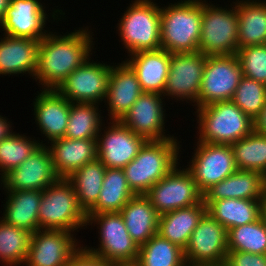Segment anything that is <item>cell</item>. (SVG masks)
Wrapping results in <instances>:
<instances>
[{"mask_svg":"<svg viewBox=\"0 0 266 266\" xmlns=\"http://www.w3.org/2000/svg\"><path fill=\"white\" fill-rule=\"evenodd\" d=\"M206 212L207 207L202 200L194 206L163 213L158 218L157 234L184 250L193 230Z\"/></svg>","mask_w":266,"mask_h":266,"instance_id":"484cf974","label":"cell"},{"mask_svg":"<svg viewBox=\"0 0 266 266\" xmlns=\"http://www.w3.org/2000/svg\"><path fill=\"white\" fill-rule=\"evenodd\" d=\"M10 5V0H0V22L3 19L6 9Z\"/></svg>","mask_w":266,"mask_h":266,"instance_id":"f6af8a7d","label":"cell"},{"mask_svg":"<svg viewBox=\"0 0 266 266\" xmlns=\"http://www.w3.org/2000/svg\"><path fill=\"white\" fill-rule=\"evenodd\" d=\"M264 224L266 225V193L263 195L261 200V214H260Z\"/></svg>","mask_w":266,"mask_h":266,"instance_id":"bcb514c9","label":"cell"},{"mask_svg":"<svg viewBox=\"0 0 266 266\" xmlns=\"http://www.w3.org/2000/svg\"><path fill=\"white\" fill-rule=\"evenodd\" d=\"M10 121H8V118L6 120V117H3L0 115V141L2 139H5L7 136H9L13 132V127L11 126Z\"/></svg>","mask_w":266,"mask_h":266,"instance_id":"ee69618b","label":"cell"},{"mask_svg":"<svg viewBox=\"0 0 266 266\" xmlns=\"http://www.w3.org/2000/svg\"><path fill=\"white\" fill-rule=\"evenodd\" d=\"M206 57L199 51L171 53L163 96L176 101H191L197 108Z\"/></svg>","mask_w":266,"mask_h":266,"instance_id":"5bb4252c","label":"cell"},{"mask_svg":"<svg viewBox=\"0 0 266 266\" xmlns=\"http://www.w3.org/2000/svg\"><path fill=\"white\" fill-rule=\"evenodd\" d=\"M118 266H136L135 264H126V265H119Z\"/></svg>","mask_w":266,"mask_h":266,"instance_id":"c3c4849f","label":"cell"},{"mask_svg":"<svg viewBox=\"0 0 266 266\" xmlns=\"http://www.w3.org/2000/svg\"><path fill=\"white\" fill-rule=\"evenodd\" d=\"M176 165L144 195L161 215L176 209L194 206L203 200L191 172Z\"/></svg>","mask_w":266,"mask_h":266,"instance_id":"9c48e42d","label":"cell"},{"mask_svg":"<svg viewBox=\"0 0 266 266\" xmlns=\"http://www.w3.org/2000/svg\"><path fill=\"white\" fill-rule=\"evenodd\" d=\"M179 143L176 137L147 141L137 156L123 168L129 187L136 195L145 194L177 164H180Z\"/></svg>","mask_w":266,"mask_h":266,"instance_id":"7a4b0ae2","label":"cell"},{"mask_svg":"<svg viewBox=\"0 0 266 266\" xmlns=\"http://www.w3.org/2000/svg\"><path fill=\"white\" fill-rule=\"evenodd\" d=\"M43 145V141L12 132L0 141V179L10 170L18 167L34 151Z\"/></svg>","mask_w":266,"mask_h":266,"instance_id":"8d00e7d4","label":"cell"},{"mask_svg":"<svg viewBox=\"0 0 266 266\" xmlns=\"http://www.w3.org/2000/svg\"><path fill=\"white\" fill-rule=\"evenodd\" d=\"M66 266H118L80 246L70 257Z\"/></svg>","mask_w":266,"mask_h":266,"instance_id":"60d3db41","label":"cell"},{"mask_svg":"<svg viewBox=\"0 0 266 266\" xmlns=\"http://www.w3.org/2000/svg\"><path fill=\"white\" fill-rule=\"evenodd\" d=\"M55 33L50 31L39 41L33 79L42 85V90H56L68 75L92 55L94 49L93 32L87 26L63 36Z\"/></svg>","mask_w":266,"mask_h":266,"instance_id":"6da1fadb","label":"cell"},{"mask_svg":"<svg viewBox=\"0 0 266 266\" xmlns=\"http://www.w3.org/2000/svg\"><path fill=\"white\" fill-rule=\"evenodd\" d=\"M204 203L207 212L227 230L253 223L261 217V200L229 198Z\"/></svg>","mask_w":266,"mask_h":266,"instance_id":"f546056e","label":"cell"},{"mask_svg":"<svg viewBox=\"0 0 266 266\" xmlns=\"http://www.w3.org/2000/svg\"><path fill=\"white\" fill-rule=\"evenodd\" d=\"M252 123L254 132L266 135V102L259 115L252 120Z\"/></svg>","mask_w":266,"mask_h":266,"instance_id":"7bdbcfd3","label":"cell"},{"mask_svg":"<svg viewBox=\"0 0 266 266\" xmlns=\"http://www.w3.org/2000/svg\"><path fill=\"white\" fill-rule=\"evenodd\" d=\"M238 49L266 44V5L261 0H236Z\"/></svg>","mask_w":266,"mask_h":266,"instance_id":"f1b7e54d","label":"cell"},{"mask_svg":"<svg viewBox=\"0 0 266 266\" xmlns=\"http://www.w3.org/2000/svg\"><path fill=\"white\" fill-rule=\"evenodd\" d=\"M79 243L71 232L39 229L31 235L25 265L66 266Z\"/></svg>","mask_w":266,"mask_h":266,"instance_id":"ac0fdd59","label":"cell"},{"mask_svg":"<svg viewBox=\"0 0 266 266\" xmlns=\"http://www.w3.org/2000/svg\"><path fill=\"white\" fill-rule=\"evenodd\" d=\"M231 146L237 169L266 176V135L253 130Z\"/></svg>","mask_w":266,"mask_h":266,"instance_id":"e575fe53","label":"cell"},{"mask_svg":"<svg viewBox=\"0 0 266 266\" xmlns=\"http://www.w3.org/2000/svg\"><path fill=\"white\" fill-rule=\"evenodd\" d=\"M194 155L185 166L193 175L198 190L204 194L213 185L232 175L236 170L230 145L197 141Z\"/></svg>","mask_w":266,"mask_h":266,"instance_id":"4fadbf2b","label":"cell"},{"mask_svg":"<svg viewBox=\"0 0 266 266\" xmlns=\"http://www.w3.org/2000/svg\"><path fill=\"white\" fill-rule=\"evenodd\" d=\"M100 104L70 103L68 125L65 138L70 139H97L104 127L103 117L99 111Z\"/></svg>","mask_w":266,"mask_h":266,"instance_id":"d6a6232c","label":"cell"},{"mask_svg":"<svg viewBox=\"0 0 266 266\" xmlns=\"http://www.w3.org/2000/svg\"><path fill=\"white\" fill-rule=\"evenodd\" d=\"M228 251L266 254V225L262 218L253 223L229 229Z\"/></svg>","mask_w":266,"mask_h":266,"instance_id":"74e56055","label":"cell"},{"mask_svg":"<svg viewBox=\"0 0 266 266\" xmlns=\"http://www.w3.org/2000/svg\"><path fill=\"white\" fill-rule=\"evenodd\" d=\"M106 167L97 158L73 172L67 180L72 184L80 207L87 213L97 202Z\"/></svg>","mask_w":266,"mask_h":266,"instance_id":"1f68e13d","label":"cell"},{"mask_svg":"<svg viewBox=\"0 0 266 266\" xmlns=\"http://www.w3.org/2000/svg\"><path fill=\"white\" fill-rule=\"evenodd\" d=\"M236 56L242 76L266 85V44L239 48Z\"/></svg>","mask_w":266,"mask_h":266,"instance_id":"ab89813d","label":"cell"},{"mask_svg":"<svg viewBox=\"0 0 266 266\" xmlns=\"http://www.w3.org/2000/svg\"><path fill=\"white\" fill-rule=\"evenodd\" d=\"M45 144L40 145L22 164L0 179V186L4 191H43L59 179L53 168L50 151Z\"/></svg>","mask_w":266,"mask_h":266,"instance_id":"2e32d148","label":"cell"},{"mask_svg":"<svg viewBox=\"0 0 266 266\" xmlns=\"http://www.w3.org/2000/svg\"><path fill=\"white\" fill-rule=\"evenodd\" d=\"M6 203L3 204L2 220L5 223L27 230L31 234L39 230L38 212L42 191L18 190L5 191Z\"/></svg>","mask_w":266,"mask_h":266,"instance_id":"83f0119b","label":"cell"},{"mask_svg":"<svg viewBox=\"0 0 266 266\" xmlns=\"http://www.w3.org/2000/svg\"><path fill=\"white\" fill-rule=\"evenodd\" d=\"M186 266H226L225 264H220V265H186Z\"/></svg>","mask_w":266,"mask_h":266,"instance_id":"7dc6e473","label":"cell"},{"mask_svg":"<svg viewBox=\"0 0 266 266\" xmlns=\"http://www.w3.org/2000/svg\"><path fill=\"white\" fill-rule=\"evenodd\" d=\"M231 100L254 120L265 105L266 85L242 76Z\"/></svg>","mask_w":266,"mask_h":266,"instance_id":"f35d334b","label":"cell"},{"mask_svg":"<svg viewBox=\"0 0 266 266\" xmlns=\"http://www.w3.org/2000/svg\"><path fill=\"white\" fill-rule=\"evenodd\" d=\"M0 38V76L28 74L35 76L39 40L3 35Z\"/></svg>","mask_w":266,"mask_h":266,"instance_id":"cb8c5ba5","label":"cell"},{"mask_svg":"<svg viewBox=\"0 0 266 266\" xmlns=\"http://www.w3.org/2000/svg\"><path fill=\"white\" fill-rule=\"evenodd\" d=\"M111 65L91 61L89 57L60 84L56 91L70 103H94L105 101Z\"/></svg>","mask_w":266,"mask_h":266,"instance_id":"8fae6325","label":"cell"},{"mask_svg":"<svg viewBox=\"0 0 266 266\" xmlns=\"http://www.w3.org/2000/svg\"><path fill=\"white\" fill-rule=\"evenodd\" d=\"M163 99L162 94L143 92L120 122L147 141L174 138V135L164 132L166 110Z\"/></svg>","mask_w":266,"mask_h":266,"instance_id":"e0dca14e","label":"cell"},{"mask_svg":"<svg viewBox=\"0 0 266 266\" xmlns=\"http://www.w3.org/2000/svg\"><path fill=\"white\" fill-rule=\"evenodd\" d=\"M93 224L98 225L100 243L98 248L84 246L87 250L119 265L135 264L140 247L128 233L120 212L89 215L86 225Z\"/></svg>","mask_w":266,"mask_h":266,"instance_id":"ba28073f","label":"cell"},{"mask_svg":"<svg viewBox=\"0 0 266 266\" xmlns=\"http://www.w3.org/2000/svg\"><path fill=\"white\" fill-rule=\"evenodd\" d=\"M130 56L125 61L136 72L143 92L163 95L169 73L171 53L160 48L140 51Z\"/></svg>","mask_w":266,"mask_h":266,"instance_id":"603a6c76","label":"cell"},{"mask_svg":"<svg viewBox=\"0 0 266 266\" xmlns=\"http://www.w3.org/2000/svg\"><path fill=\"white\" fill-rule=\"evenodd\" d=\"M97 136V158L106 168L123 169L139 153L147 140L120 121H110Z\"/></svg>","mask_w":266,"mask_h":266,"instance_id":"9a60e30c","label":"cell"},{"mask_svg":"<svg viewBox=\"0 0 266 266\" xmlns=\"http://www.w3.org/2000/svg\"><path fill=\"white\" fill-rule=\"evenodd\" d=\"M87 216L80 207L76 192L66 178H59L42 191L38 212L39 229L75 233L87 228Z\"/></svg>","mask_w":266,"mask_h":266,"instance_id":"5b68a950","label":"cell"},{"mask_svg":"<svg viewBox=\"0 0 266 266\" xmlns=\"http://www.w3.org/2000/svg\"><path fill=\"white\" fill-rule=\"evenodd\" d=\"M120 214L128 233L139 247L157 234L159 214L144 194L133 196Z\"/></svg>","mask_w":266,"mask_h":266,"instance_id":"4316f807","label":"cell"},{"mask_svg":"<svg viewBox=\"0 0 266 266\" xmlns=\"http://www.w3.org/2000/svg\"><path fill=\"white\" fill-rule=\"evenodd\" d=\"M266 193V176L237 169L232 175L213 185L203 194V201L238 198L262 200Z\"/></svg>","mask_w":266,"mask_h":266,"instance_id":"d4e9b609","label":"cell"},{"mask_svg":"<svg viewBox=\"0 0 266 266\" xmlns=\"http://www.w3.org/2000/svg\"><path fill=\"white\" fill-rule=\"evenodd\" d=\"M47 147L52 157L53 168L59 178L67 179L73 172L97 159L96 139L63 137L47 143Z\"/></svg>","mask_w":266,"mask_h":266,"instance_id":"7402d4cb","label":"cell"},{"mask_svg":"<svg viewBox=\"0 0 266 266\" xmlns=\"http://www.w3.org/2000/svg\"><path fill=\"white\" fill-rule=\"evenodd\" d=\"M126 9L117 23V32L128 56L160 49V6L152 0H134Z\"/></svg>","mask_w":266,"mask_h":266,"instance_id":"8992f818","label":"cell"},{"mask_svg":"<svg viewBox=\"0 0 266 266\" xmlns=\"http://www.w3.org/2000/svg\"><path fill=\"white\" fill-rule=\"evenodd\" d=\"M195 109L200 142L232 145L253 130L252 120L232 100Z\"/></svg>","mask_w":266,"mask_h":266,"instance_id":"277c9868","label":"cell"},{"mask_svg":"<svg viewBox=\"0 0 266 266\" xmlns=\"http://www.w3.org/2000/svg\"><path fill=\"white\" fill-rule=\"evenodd\" d=\"M33 101L35 122L41 134L52 140L63 138L66 133L70 102L56 90H40Z\"/></svg>","mask_w":266,"mask_h":266,"instance_id":"44dd1931","label":"cell"},{"mask_svg":"<svg viewBox=\"0 0 266 266\" xmlns=\"http://www.w3.org/2000/svg\"><path fill=\"white\" fill-rule=\"evenodd\" d=\"M228 253V230L206 212L184 249L186 265L224 264Z\"/></svg>","mask_w":266,"mask_h":266,"instance_id":"7c38bea8","label":"cell"},{"mask_svg":"<svg viewBox=\"0 0 266 266\" xmlns=\"http://www.w3.org/2000/svg\"><path fill=\"white\" fill-rule=\"evenodd\" d=\"M241 77L242 70L236 54L207 56L197 108L231 100Z\"/></svg>","mask_w":266,"mask_h":266,"instance_id":"30bf717a","label":"cell"},{"mask_svg":"<svg viewBox=\"0 0 266 266\" xmlns=\"http://www.w3.org/2000/svg\"><path fill=\"white\" fill-rule=\"evenodd\" d=\"M31 233L0 219V262L4 266L25 265Z\"/></svg>","mask_w":266,"mask_h":266,"instance_id":"d590c367","label":"cell"},{"mask_svg":"<svg viewBox=\"0 0 266 266\" xmlns=\"http://www.w3.org/2000/svg\"><path fill=\"white\" fill-rule=\"evenodd\" d=\"M232 6L228 10L202 0L198 48L205 56L233 55L238 52V16L235 2Z\"/></svg>","mask_w":266,"mask_h":266,"instance_id":"52a82bcc","label":"cell"},{"mask_svg":"<svg viewBox=\"0 0 266 266\" xmlns=\"http://www.w3.org/2000/svg\"><path fill=\"white\" fill-rule=\"evenodd\" d=\"M135 265L186 266L184 250L156 234L140 246Z\"/></svg>","mask_w":266,"mask_h":266,"instance_id":"836d02e7","label":"cell"},{"mask_svg":"<svg viewBox=\"0 0 266 266\" xmlns=\"http://www.w3.org/2000/svg\"><path fill=\"white\" fill-rule=\"evenodd\" d=\"M224 264L226 266H266V254L228 251Z\"/></svg>","mask_w":266,"mask_h":266,"instance_id":"b9f144b4","label":"cell"},{"mask_svg":"<svg viewBox=\"0 0 266 266\" xmlns=\"http://www.w3.org/2000/svg\"><path fill=\"white\" fill-rule=\"evenodd\" d=\"M135 195L129 187L123 169L106 168L99 198L86 216L97 213H118Z\"/></svg>","mask_w":266,"mask_h":266,"instance_id":"4dcf8cb0","label":"cell"},{"mask_svg":"<svg viewBox=\"0 0 266 266\" xmlns=\"http://www.w3.org/2000/svg\"><path fill=\"white\" fill-rule=\"evenodd\" d=\"M143 93L136 72L123 60L111 65L105 105L110 121H120Z\"/></svg>","mask_w":266,"mask_h":266,"instance_id":"ffe728a7","label":"cell"},{"mask_svg":"<svg viewBox=\"0 0 266 266\" xmlns=\"http://www.w3.org/2000/svg\"><path fill=\"white\" fill-rule=\"evenodd\" d=\"M201 16L202 0H181L160 6L161 48L169 53L199 51Z\"/></svg>","mask_w":266,"mask_h":266,"instance_id":"3957f363","label":"cell"},{"mask_svg":"<svg viewBox=\"0 0 266 266\" xmlns=\"http://www.w3.org/2000/svg\"><path fill=\"white\" fill-rule=\"evenodd\" d=\"M40 0H10L0 22L4 35L41 40L49 32L45 30L49 15Z\"/></svg>","mask_w":266,"mask_h":266,"instance_id":"d6986e66","label":"cell"}]
</instances>
